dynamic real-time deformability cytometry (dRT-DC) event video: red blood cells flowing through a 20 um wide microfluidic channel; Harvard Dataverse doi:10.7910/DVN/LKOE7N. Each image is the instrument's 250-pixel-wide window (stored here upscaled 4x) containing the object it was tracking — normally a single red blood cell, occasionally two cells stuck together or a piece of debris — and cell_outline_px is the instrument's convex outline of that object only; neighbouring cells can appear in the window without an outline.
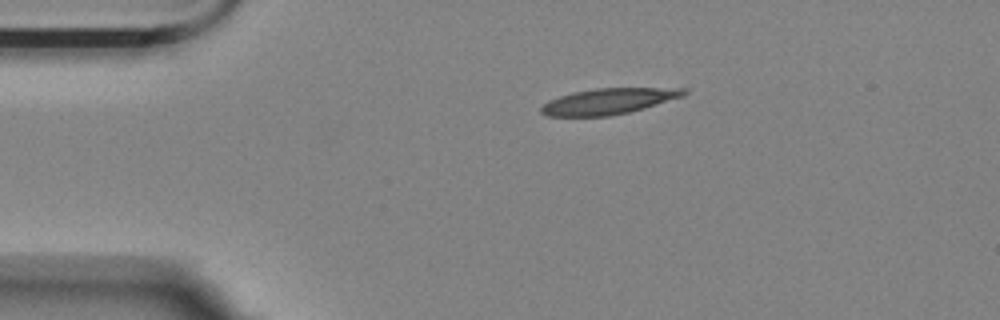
{"species": "Egyptian fruit bat (a non-hibernating species)", "species_latin": "Rousettus aegyptiacus", "temperature_condition": "room temperature", "stored_images_in_passage": 5, "camera_frame_rate_fps": 3000, "um_per_image_px": 0.085, "animal": {"sex": "female"}, "frame": {"image": 1, "passage_image": 1, "time_ms": 0.0, "image_size_px": [1000, 320], "cell_outline_px": [[688, 92], [684, 96], [644, 108], [628, 112], [608, 116], [548, 116], [540, 112], [540, 108], [548, 100], [572, 92], [596, 88], [688, 88]], "centroid_in_image_um": [51.74, 8.6], "position_along_channel_um": 33.3, "area_um2": 21.5}}
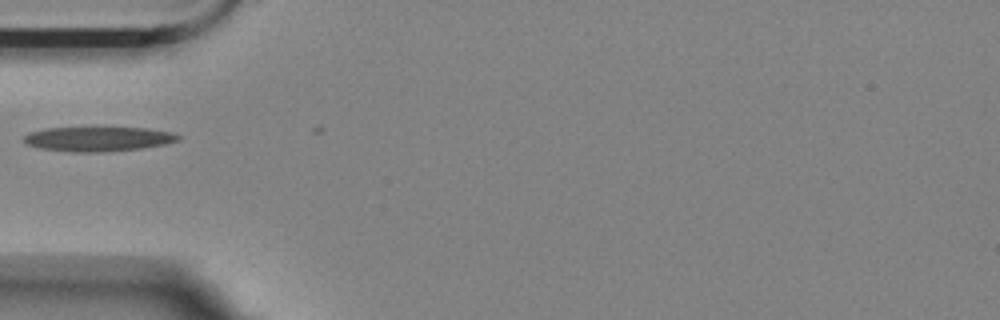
{"frame": {"image": 2, "passage_image": 3, "time_ms": 0.667, "image_size_px": [1000, 320], "cell_outline_px": [[180, 140], [164, 144], [140, 148], [100, 152], [72, 152], [40, 148], [24, 144], [20, 140], [28, 132], [44, 128], [148, 128], [172, 132], [180, 136]], "centroid_in_image_um": [8.27, 11.81], "position_along_channel_um": 76.7, "area_um2": 22.14}}
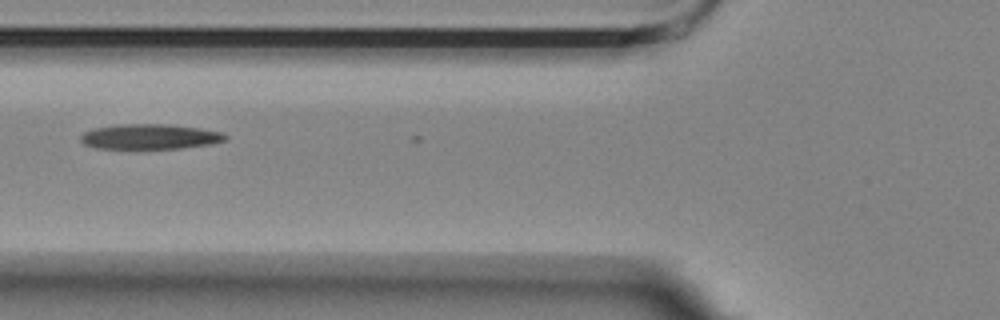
{"frame": {"image": 3, "passage_image": 4, "time_ms": 1.0, "image_size_px": [1000, 320], "cell_outline_px": [[228, 140], [212, 144], [180, 148], [96, 148], [84, 144], [80, 140], [80, 136], [84, 132], [92, 128], [116, 124], [168, 124], [200, 128], [224, 132], [228, 136]], "centroid_in_image_um": [12.77, 11.6], "position_along_channel_um": 113.0, "area_um2": 21.39}}